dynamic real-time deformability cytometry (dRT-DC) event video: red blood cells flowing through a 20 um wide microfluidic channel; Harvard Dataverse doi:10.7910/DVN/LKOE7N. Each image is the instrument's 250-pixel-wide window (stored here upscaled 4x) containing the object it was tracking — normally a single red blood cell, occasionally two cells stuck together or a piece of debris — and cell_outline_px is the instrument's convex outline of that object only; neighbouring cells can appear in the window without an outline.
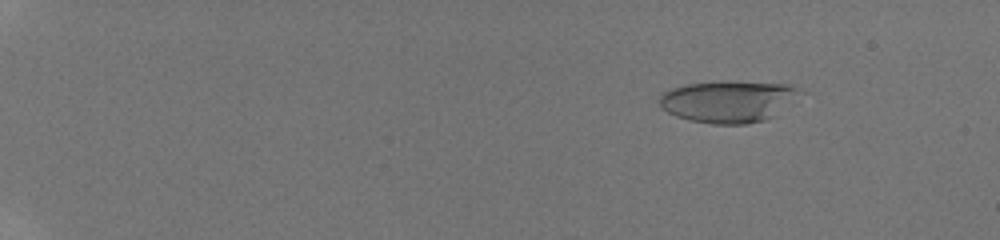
{"species": "human", "species_latin": "Homo sapiens", "temperature_condition": "room temperature", "stored_images_in_passage": 58, "camera_frame_rate_fps": 3000, "um_per_image_px": 0.085, "donor": {"sex": "male"}, "frame": {"image": 1, "passage_image": 8, "time_ms": 2.333, "image_size_px": [1000, 240], "cell_outline_px": [[808, 92], [776, 116], [764, 120], [744, 124], [712, 124], [692, 120], [676, 116], [660, 108], [656, 100], [664, 92], [672, 88], [684, 84], [720, 80], [792, 84]], "centroid_in_image_um": [62.0, 8.59], "position_along_channel_um": 23.0, "area_um2": 35.43}}
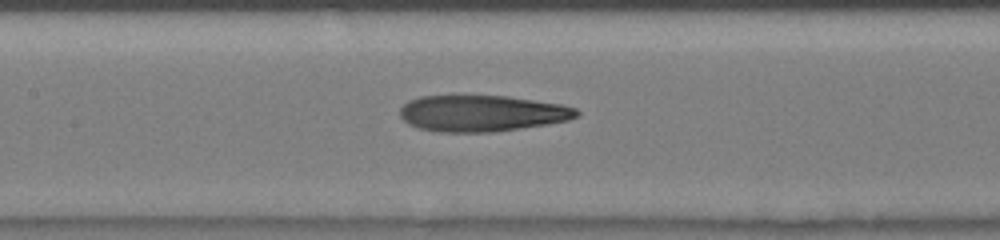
{"frame": {"image": 2, "passage_image": 30, "time_ms": 9.667, "image_size_px": [1000, 240], "cell_outline_px": [[580, 112], [576, 116], [568, 120], [544, 124], [492, 132], [440, 132], [420, 128], [408, 124], [400, 116], [400, 108], [408, 100], [420, 96], [452, 92], [508, 96], [560, 104], [576, 108]], "centroid_in_image_um": [40.86, 9.57], "position_along_channel_um": 166.5, "area_um2": 38.32}}
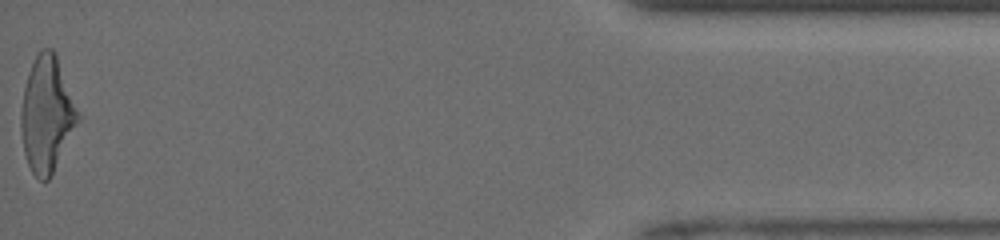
{"frame": {"image": 3, "passage_image": 57, "time_ms": 17.667, "image_size_px": [1000, 240], "cell_outline_px": [[80, 120], [48, 180], [40, 180], [32, 172], [28, 164], [24, 152], [20, 128], [20, 112], [24, 88], [28, 72], [40, 48], [52, 48], [56, 52], [80, 116]], "centroid_in_image_um": [3.97, 9.69], "position_along_channel_um": 431.2, "area_um2": 38.15}, "authors_computed_cell_mechanics": {"area_um2": 36.9053, "velocity_mm_per_s": 4.1578, "shape_relaxation_time_tau1_ms": 4.147, "shape_relaxation_time_tau2_ms": 1.5146, "deformation_change_tau1": 0.2093, "deformation_change_tau2": 0.1242}}